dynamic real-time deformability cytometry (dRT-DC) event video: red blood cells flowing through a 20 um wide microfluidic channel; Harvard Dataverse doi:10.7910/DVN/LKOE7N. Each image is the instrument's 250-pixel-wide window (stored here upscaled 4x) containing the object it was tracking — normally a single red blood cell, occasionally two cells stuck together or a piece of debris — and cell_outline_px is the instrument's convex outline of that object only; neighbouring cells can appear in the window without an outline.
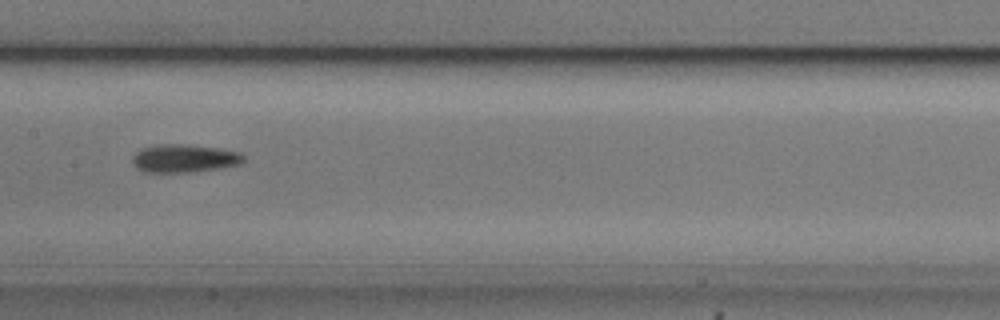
{"species": "common noctule bat (a hibernating species)", "species_latin": "Nyctalus noctula", "temperature_condition": "cold", "stored_images_in_passage": 7, "camera_frame_rate_fps": 3000, "um_per_image_px": 0.085, "animal": {"sex": "male", "body_mass_g": 20.5, "forearm_length_mm": 52.5}, "frame": {"image": 1, "passage_image": 5, "time_ms": 1.333, "image_size_px": [1000, 320], "cell_outline_px": [[244, 164], [220, 168], [192, 172], [144, 172], [136, 168], [132, 164], [132, 156], [140, 148], [156, 144], [188, 144], [220, 148], [240, 152], [244, 156]], "centroid_in_image_um": [15.66, 13.45], "position_along_channel_um": 191.7, "area_um2": 18.61}}
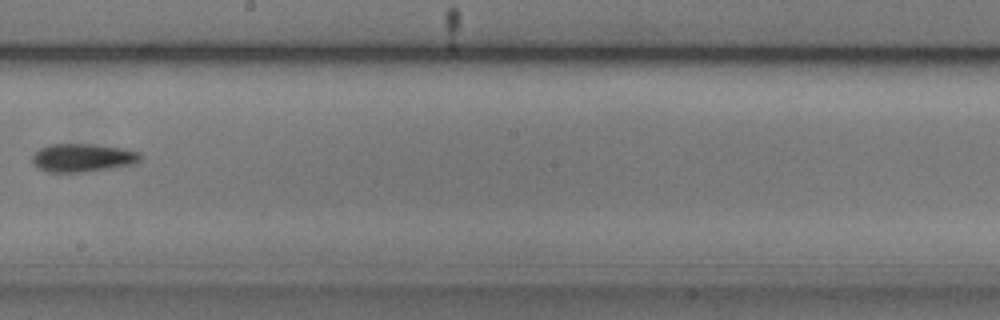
{"frame": {"image": 2, "passage_image": 6, "time_ms": 1.667, "image_size_px": [1000, 320], "cell_outline_px": [[140, 160], [136, 164], [80, 172], [48, 172], [40, 168], [32, 160], [32, 156], [40, 148], [48, 144], [92, 144], [124, 148], [140, 152]], "centroid_in_image_um": [7.05, 13.39], "position_along_channel_um": 241.2, "area_um2": 17.63}}